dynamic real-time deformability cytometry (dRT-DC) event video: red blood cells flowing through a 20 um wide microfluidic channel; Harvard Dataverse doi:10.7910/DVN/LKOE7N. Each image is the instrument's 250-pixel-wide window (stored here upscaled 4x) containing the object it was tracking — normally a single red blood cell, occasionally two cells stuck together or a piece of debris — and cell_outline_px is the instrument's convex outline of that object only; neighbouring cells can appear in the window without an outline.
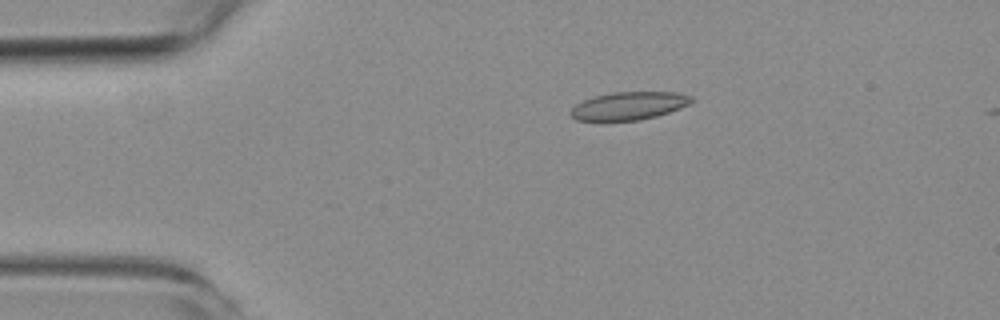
{"species": "common noctule bat (a hibernating species)", "species_latin": "Nyctalus noctula", "temperature_condition": "room temperature", "stored_images_in_passage": 4, "camera_frame_rate_fps": 3000, "um_per_image_px": 0.085, "animal": {"sex": "female", "body_mass_g": 19.3, "forearm_length_mm": 54.1}, "frame": {"image": 1, "passage_image": 3, "time_ms": 2.333, "image_size_px": [1000, 320], "cell_outline_px": [[692, 100], [688, 104], [680, 108], [656, 116], [640, 120], [600, 124], [576, 120], [568, 112], [576, 104], [584, 100], [596, 96], [612, 92], [676, 92], [692, 96]], "centroid_in_image_um": [53.35, 9.05], "position_along_channel_um": 31.6, "area_um2": 20.35}}